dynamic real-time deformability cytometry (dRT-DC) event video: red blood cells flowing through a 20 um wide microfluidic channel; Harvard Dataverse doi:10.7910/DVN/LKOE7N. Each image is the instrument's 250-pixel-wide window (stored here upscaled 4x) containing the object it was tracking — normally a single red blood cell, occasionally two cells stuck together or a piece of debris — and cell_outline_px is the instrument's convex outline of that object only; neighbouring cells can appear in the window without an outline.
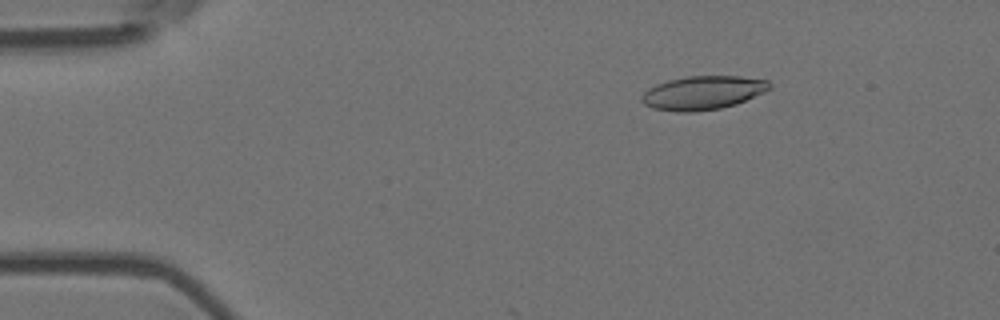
{"species": "Egyptian fruit bat (a non-hibernating species)", "species_latin": "Rousettus aegyptiacus", "temperature_condition": "room temperature", "stored_images_in_passage": 4, "camera_frame_rate_fps": 3000, "um_per_image_px": 0.085, "animal": {"sex": "female"}, "frame": {"image": 1, "passage_image": 2, "time_ms": 0.333, "image_size_px": [1000, 320], "cell_outline_px": [[772, 88], [764, 92], [736, 104], [720, 108], [692, 112], [676, 112], [652, 108], [644, 104], [640, 100], [640, 96], [648, 88], [656, 84], [668, 80], [688, 76], [740, 76], [768, 80], [772, 84]], "centroid_in_image_um": [59.73, 7.88], "position_along_channel_um": 25.3, "area_um2": 25.26}}